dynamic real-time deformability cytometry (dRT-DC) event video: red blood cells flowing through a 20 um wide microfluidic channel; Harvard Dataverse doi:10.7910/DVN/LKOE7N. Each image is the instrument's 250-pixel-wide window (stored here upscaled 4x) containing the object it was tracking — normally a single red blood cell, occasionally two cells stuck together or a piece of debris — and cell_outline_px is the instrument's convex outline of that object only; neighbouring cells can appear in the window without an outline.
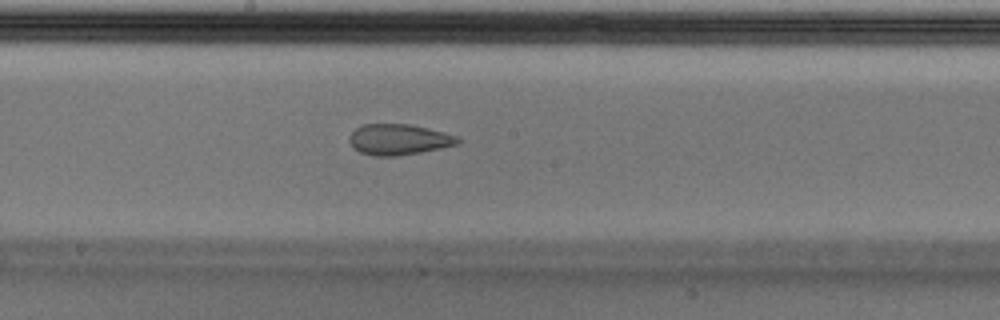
{"species": "Egyptian fruit bat (a non-hibernating species)", "species_latin": "Rousettus aegyptiacus", "temperature_condition": "cold", "stored_images_in_passage": 46, "camera_frame_rate_fps": 3000, "um_per_image_px": 0.085, "animal": {"sex": "male"}, "frame": {"image": 1, "passage_image": 27, "time_ms": 8.667, "image_size_px": [1000, 320], "cell_outline_px": [[464, 140], [460, 144], [420, 152], [396, 156], [376, 156], [360, 152], [352, 148], [348, 140], [348, 136], [356, 128], [364, 124], [412, 124], [444, 132], [456, 136]], "centroid_in_image_um": [33.9, 11.85], "position_along_channel_um": 214.3, "area_um2": 19.65}, "authors_computed_cell_mechanics": {"area_um2": 21.0392, "velocity_mm_per_s": 3.7385, "shape_relaxation_time_tau1_ms": null, "shape_relaxation_time_tau2_ms": 2.0494, "deformation_change_tau1": null, "deformation_change_tau2": 0.0812}}